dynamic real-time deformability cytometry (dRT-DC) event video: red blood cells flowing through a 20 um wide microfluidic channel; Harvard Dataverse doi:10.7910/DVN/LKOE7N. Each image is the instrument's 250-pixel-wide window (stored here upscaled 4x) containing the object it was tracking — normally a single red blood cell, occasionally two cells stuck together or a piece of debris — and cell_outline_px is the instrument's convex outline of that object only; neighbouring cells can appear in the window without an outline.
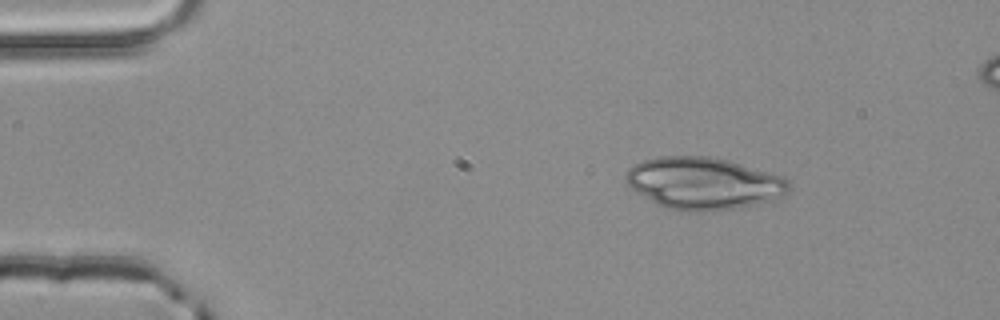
{"species": "common noctule bat (a hibernating species)", "species_latin": "Nyctalus noctula", "temperature_condition": "room temperature", "stored_images_in_passage": 4, "camera_frame_rate_fps": 3000, "um_per_image_px": 0.085, "animal": {"sex": "male", "body_mass_g": 20.4}, "frame": {"image": 1, "passage_image": 4, "time_ms": 1.0, "image_size_px": [1000, 320], "cell_outline_px": [[792, 184], [788, 192], [772, 200], [736, 208], [712, 212], [684, 212], [668, 208], [656, 204], [636, 192], [624, 180], [624, 176], [628, 168], [632, 164], [640, 160], [660, 156], [708, 156], [728, 160], [784, 176]], "centroid_in_image_um": [59.78, 15.58], "position_along_channel_um": 25.2, "area_um2": 50.05}}